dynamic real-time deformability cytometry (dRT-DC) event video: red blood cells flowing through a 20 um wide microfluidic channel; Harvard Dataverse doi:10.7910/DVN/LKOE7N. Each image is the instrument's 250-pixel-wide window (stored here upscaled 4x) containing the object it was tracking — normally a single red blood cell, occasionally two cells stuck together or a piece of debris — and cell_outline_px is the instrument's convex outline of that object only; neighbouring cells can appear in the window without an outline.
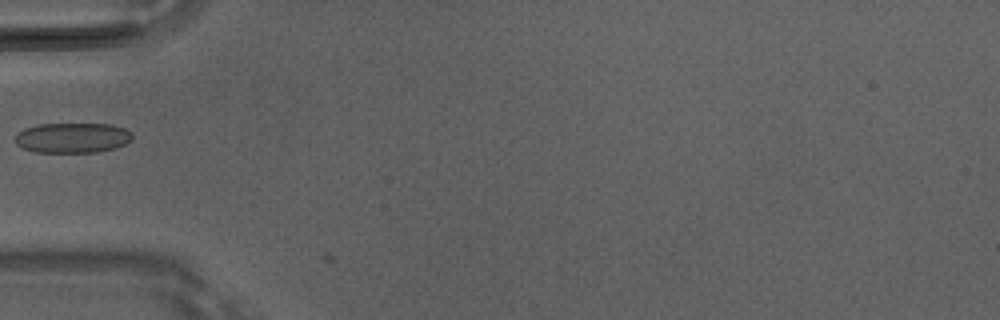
{"species": "Egyptian fruit bat (a non-hibernating species)", "species_latin": "Rousettus aegyptiacus", "temperature_condition": "room temperature", "stored_images_in_passage": 6, "camera_frame_rate_fps": 3000, "um_per_image_px": 0.085, "animal": {"sex": "male"}, "frame": {"image": 1, "passage_image": 2, "time_ms": 0.333, "image_size_px": [1000, 320], "cell_outline_px": [[132, 140], [116, 148], [96, 152], [32, 152], [16, 144], [12, 140], [16, 132], [24, 128], [40, 124], [112, 124], [124, 128], [132, 132]], "centroid_in_image_um": [6.12, 11.71], "position_along_channel_um": 78.9, "area_um2": 20.87}}
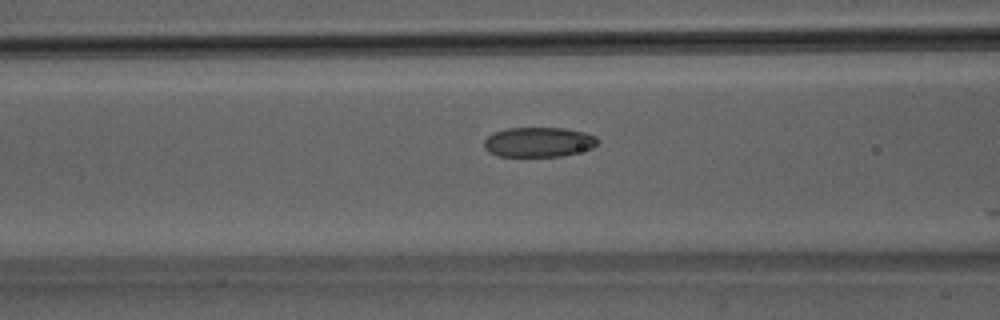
{"frame": {"image": 2, "passage_image": 5, "time_ms": 1.333, "image_size_px": [1000, 320], "cell_outline_px": [[600, 140], [592, 148], [560, 156], [496, 156], [488, 152], [484, 148], [484, 140], [488, 136], [504, 128], [564, 128], [584, 132], [596, 136]], "centroid_in_image_um": [45.76, 12.07], "position_along_channel_um": 120.8, "area_um2": 19.71}}